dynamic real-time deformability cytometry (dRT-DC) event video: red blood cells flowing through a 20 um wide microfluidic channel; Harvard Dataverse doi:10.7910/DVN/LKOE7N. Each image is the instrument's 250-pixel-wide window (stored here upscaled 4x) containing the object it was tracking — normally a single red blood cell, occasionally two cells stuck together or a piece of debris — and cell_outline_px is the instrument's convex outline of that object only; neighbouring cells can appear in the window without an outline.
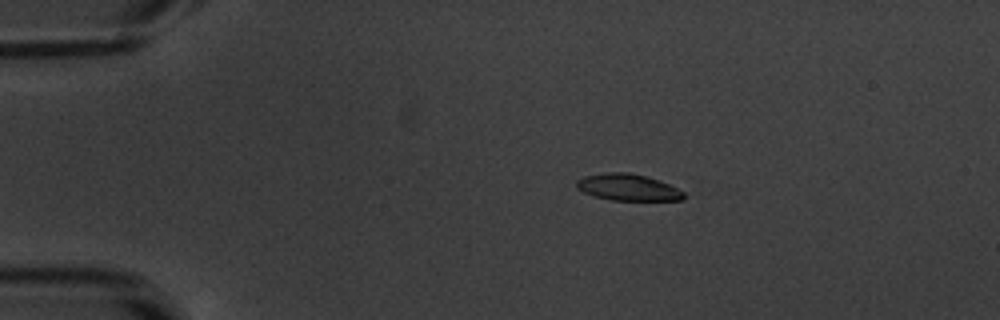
{"species": "common noctule bat (a hibernating species)", "species_latin": "Nyctalus noctula", "temperature_condition": "warm", "stored_images_in_passage": 35, "camera_frame_rate_fps": 3000, "um_per_image_px": 0.085, "animal": {"sex": "male", "body_mass_g": 20.1, "forearm_length_mm": 53.5}, "frame": {"image": 1, "passage_image": 6, "time_ms": 1.667, "image_size_px": [1000, 320], "cell_outline_px": [[684, 200], [612, 200], [596, 196], [584, 192], [576, 188], [576, 180], [584, 176], [608, 172], [628, 172], [644, 176], [668, 184], [684, 192]], "centroid_in_image_um": [53.34, 15.92], "position_along_channel_um": 31.7, "area_um2": 16.36}}
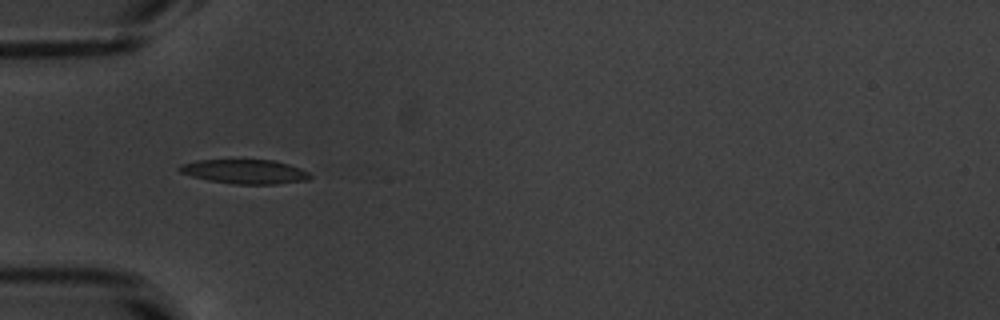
{"frame": {"image": 2, "passage_image": 13, "time_ms": 4.0, "image_size_px": [1000, 320], "cell_outline_px": [[312, 176], [308, 180], [276, 184], [236, 184], [208, 180], [192, 176], [180, 172], [176, 168], [180, 164], [196, 160], [272, 160], [288, 164], [300, 168], [308, 172]], "centroid_in_image_um": [20.79, 14.58], "position_along_channel_um": 64.2, "area_um2": 18.44}}
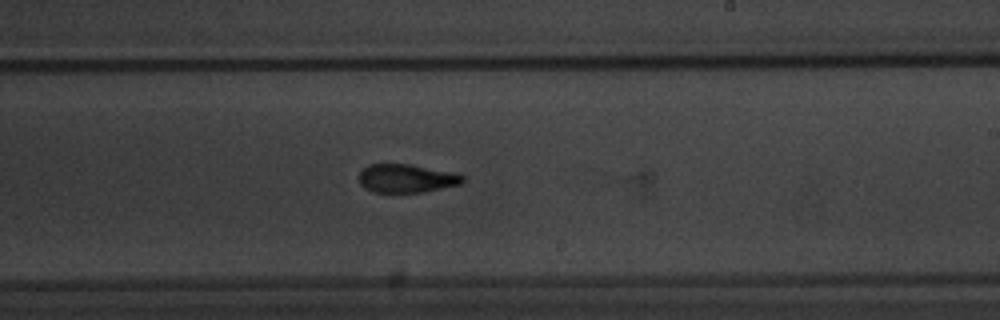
{"frame": {"image": 3, "passage_image": 28, "time_ms": 9.0, "image_size_px": [1000, 320], "cell_outline_px": [[464, 180], [460, 184], [424, 192], [372, 192], [364, 188], [360, 184], [360, 172], [368, 164], [412, 164], [452, 172], [464, 176]], "centroid_in_image_um": [34.54, 15.16], "position_along_channel_um": 254.5, "area_um2": 17.17}}